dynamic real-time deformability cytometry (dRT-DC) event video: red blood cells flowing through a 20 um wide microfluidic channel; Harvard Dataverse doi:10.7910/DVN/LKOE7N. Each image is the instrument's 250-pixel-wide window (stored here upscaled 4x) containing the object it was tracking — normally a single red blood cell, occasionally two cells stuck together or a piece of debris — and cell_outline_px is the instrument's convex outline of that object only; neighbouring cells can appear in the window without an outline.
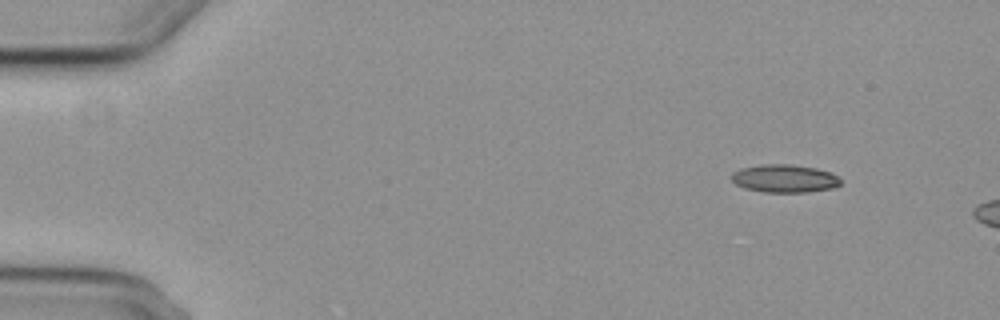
{"species": "common noctule bat (a hibernating species)", "species_latin": "Nyctalus noctula", "temperature_condition": "cold", "stored_images_in_passage": 3, "camera_frame_rate_fps": 3000, "um_per_image_px": 0.085, "animal": {"sex": "female", "body_mass_g": 29.2, "forearm_length_mm": 56.3}, "frame": {"image": 1, "passage_image": 1, "time_ms": 0.0, "image_size_px": [1000, 320], "cell_outline_px": [[840, 184], [832, 188], [804, 192], [764, 192], [744, 188], [736, 184], [732, 180], [732, 172], [740, 168], [764, 164], [792, 164], [816, 168], [828, 172], [836, 176], [840, 180]], "centroid_in_image_um": [66.64, 15.17], "position_along_channel_um": 18.4, "area_um2": 17.63}}